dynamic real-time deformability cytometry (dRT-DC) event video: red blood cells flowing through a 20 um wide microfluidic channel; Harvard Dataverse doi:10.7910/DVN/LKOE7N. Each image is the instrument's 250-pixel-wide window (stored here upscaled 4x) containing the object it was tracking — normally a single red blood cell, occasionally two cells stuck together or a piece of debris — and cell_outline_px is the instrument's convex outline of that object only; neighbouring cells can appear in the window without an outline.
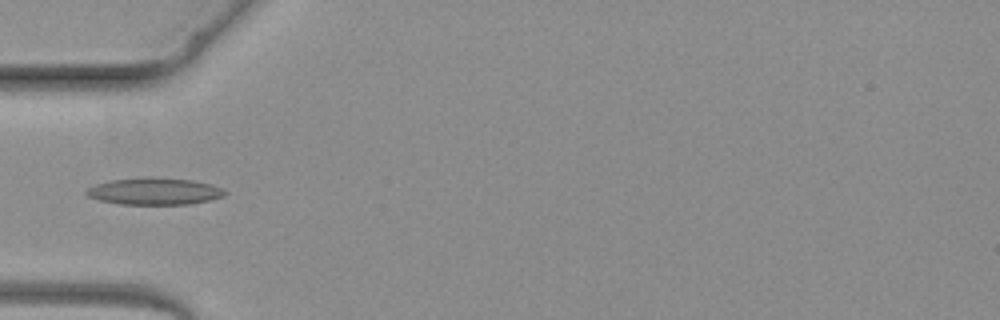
{"species": "common noctule bat (a hibernating species)", "species_latin": "Nyctalus noctula", "temperature_condition": "warm", "stored_images_in_passage": 3, "camera_frame_rate_fps": 3000, "um_per_image_px": 0.085, "animal": {"sex": "female", "body_mass_g": 19.3, "forearm_length_mm": 54.1}, "frame": {"image": 1, "passage_image": 3, "time_ms": 2.333, "image_size_px": [1000, 320], "cell_outline_px": [[228, 192], [224, 196], [208, 200], [188, 204], [120, 204], [100, 200], [88, 196], [84, 192], [88, 188], [96, 184], [108, 180], [144, 176], [152, 176], [192, 180], [212, 184]], "centroid_in_image_um": [13.11, 16.24], "position_along_channel_um": 71.9, "area_um2": 21.91}}